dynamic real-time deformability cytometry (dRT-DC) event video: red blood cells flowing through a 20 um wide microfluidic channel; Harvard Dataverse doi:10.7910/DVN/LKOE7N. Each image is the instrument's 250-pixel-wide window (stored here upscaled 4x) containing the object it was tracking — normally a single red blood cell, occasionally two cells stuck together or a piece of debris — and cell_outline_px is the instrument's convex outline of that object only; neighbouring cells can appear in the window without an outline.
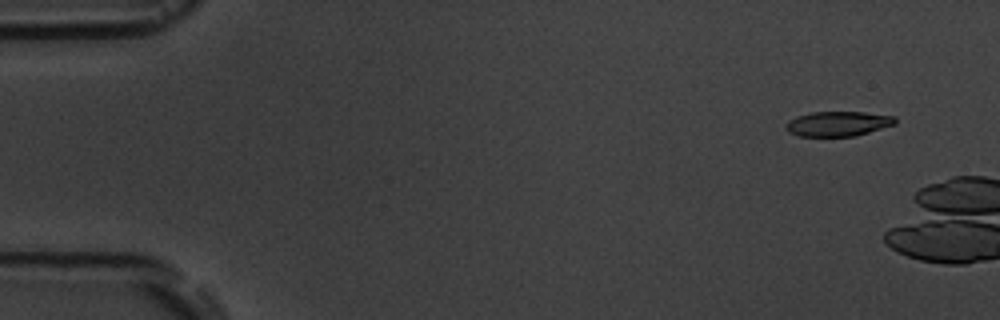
{"species": "common noctule bat (a hibernating species)", "species_latin": "Nyctalus noctula", "temperature_condition": "room temperature", "stored_images_in_passage": 2, "camera_frame_rate_fps": 3000, "um_per_image_px": 0.085, "animal": {"sex": "male", "body_mass_g": 19.5, "forearm_length_mm": 54.6}, "frame": {"image": 1, "passage_image": 1, "time_ms": 0.0, "image_size_px": [1000, 320], "cell_outline_px": [[896, 124], [856, 136], [800, 136], [788, 132], [784, 128], [784, 124], [788, 120], [796, 116], [812, 112], [864, 112], [896, 116]], "centroid_in_image_um": [71.21, 10.51], "position_along_channel_um": 13.8, "area_um2": 16.01}}